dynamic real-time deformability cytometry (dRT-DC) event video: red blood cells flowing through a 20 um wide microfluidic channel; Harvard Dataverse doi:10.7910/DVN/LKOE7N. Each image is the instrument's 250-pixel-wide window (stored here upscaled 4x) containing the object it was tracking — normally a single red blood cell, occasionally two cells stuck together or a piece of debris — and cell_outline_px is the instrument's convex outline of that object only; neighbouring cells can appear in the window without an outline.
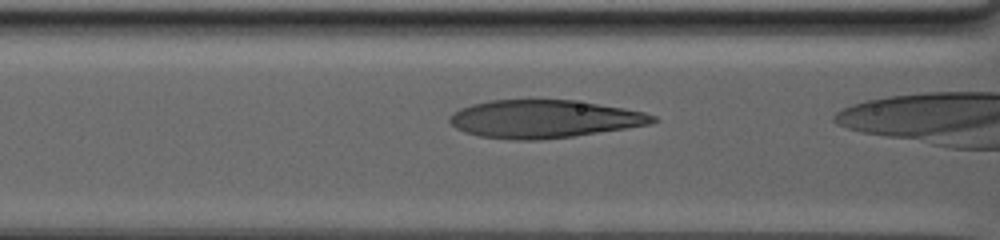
{"species": "human", "species_latin": "Homo sapiens", "temperature_condition": "warm", "stored_images_in_passage": 24, "camera_frame_rate_fps": 3000, "um_per_image_px": 0.085, "donor": {"sex": "male"}, "frame": {"image": 1, "passage_image": 6, "time_ms": 3.0, "image_size_px": [1000, 240], "cell_outline_px": [[660, 120], [648, 124], [624, 128], [572, 136], [540, 140], [516, 140], [480, 136], [464, 132], [456, 128], [448, 120], [448, 116], [452, 112], [460, 108], [472, 104], [488, 100], [572, 100], [624, 108], [644, 112], [656, 116]], "centroid_in_image_um": [46.19, 10.11], "position_along_channel_um": 120.4, "area_um2": 44.68}}
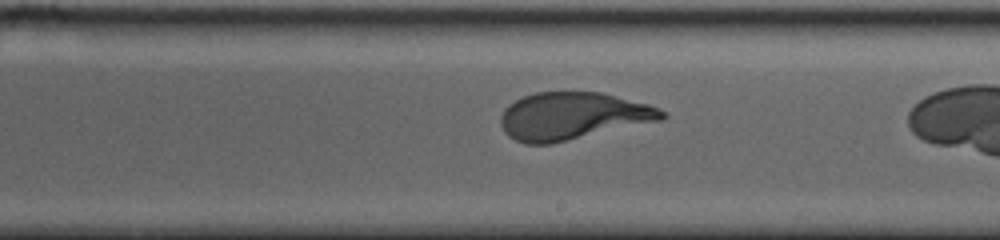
{"frame": {"image": 2, "passage_image": 14, "time_ms": 7.667, "image_size_px": [1000, 240], "cell_outline_px": [[668, 116], [664, 120], [552, 144], [524, 144], [508, 136], [504, 132], [500, 124], [500, 116], [504, 108], [508, 104], [524, 96], [536, 92], [600, 92], [648, 104], [660, 108], [668, 112]], "centroid_in_image_um": [48.7, 9.88], "position_along_channel_um": 240.3, "area_um2": 45.03}}
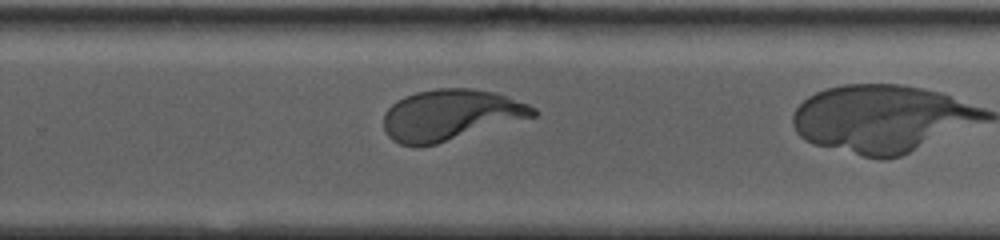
{"frame": {"image": 3, "passage_image": 18, "time_ms": 9.667, "image_size_px": [1000, 240], "cell_outline_px": [[536, 116], [436, 144], [400, 144], [392, 140], [388, 136], [384, 128], [384, 112], [396, 100], [404, 96], [416, 92], [436, 88], [472, 88], [496, 92], [528, 104], [536, 108]], "centroid_in_image_um": [38.3, 9.74], "position_along_channel_um": 291.5, "area_um2": 44.1}}